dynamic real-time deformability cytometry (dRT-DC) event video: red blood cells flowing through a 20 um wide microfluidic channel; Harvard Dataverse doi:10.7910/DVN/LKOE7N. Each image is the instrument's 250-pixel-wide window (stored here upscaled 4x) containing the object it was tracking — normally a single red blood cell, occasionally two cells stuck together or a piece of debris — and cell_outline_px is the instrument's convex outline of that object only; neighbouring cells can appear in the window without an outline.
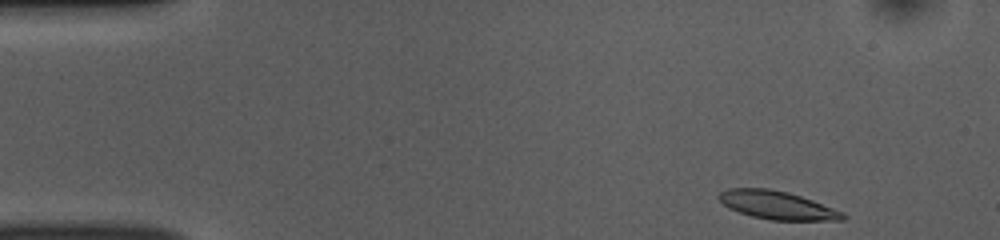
{"species": "common noctule bat (a hibernating species)", "species_latin": "Nyctalus noctula", "temperature_condition": "room temperature", "stored_images_in_passage": 47, "camera_frame_rate_fps": 3000, "um_per_image_px": 0.085, "animal": {"sex": "female", "body_mass_g": 10.0, "forearm_length_mm": 53.1}, "frame": {"image": 1, "passage_image": 1, "time_ms": 0.0, "image_size_px": [1000, 240], "cell_outline_px": [[848, 216], [844, 220], [772, 220], [752, 216], [728, 208], [716, 196], [720, 192], [728, 188], [768, 188], [788, 192], [812, 200], [844, 212]], "centroid_in_image_um": [66.06, 17.43], "position_along_channel_um": 18.9, "area_um2": 20.35}}
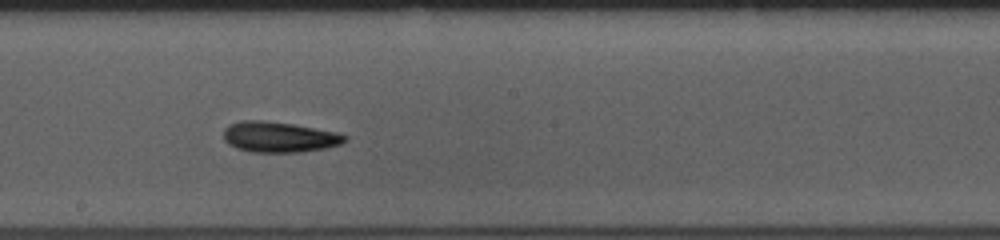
{"frame": {"image": 2, "passage_image": 24, "time_ms": 7.667, "image_size_px": [1000, 240], "cell_outline_px": [[348, 140], [340, 144], [324, 148], [300, 152], [252, 152], [236, 148], [228, 144], [224, 140], [224, 128], [228, 124], [240, 120], [260, 120], [292, 124], [336, 132], [348, 136]], "centroid_in_image_um": [23.69, 11.64], "position_along_channel_um": 224.5, "area_um2": 21.62}}
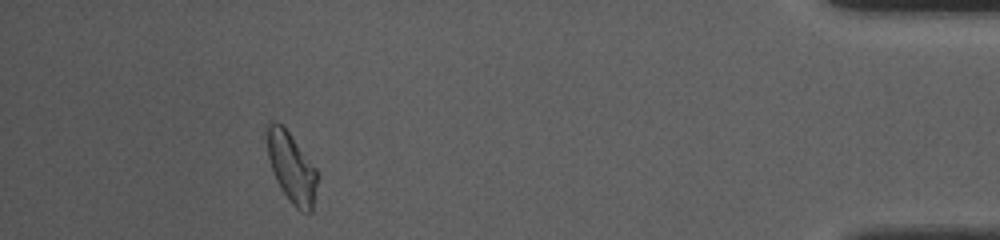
{"frame": {"image": 3, "passage_image": 43, "time_ms": 14.0, "image_size_px": [1000, 240], "cell_outline_px": [[316, 184], [312, 212], [300, 212], [292, 204], [276, 180], [268, 156], [264, 124], [272, 120], [280, 124], [288, 132], [316, 168]], "centroid_in_image_um": [24.74, 14.2], "position_along_channel_um": 410.5, "area_um2": 20.23}, "authors_computed_cell_mechanics": {"area_um2": 20.5768, "velocity_mm_per_s": 3.8306, "shape_relaxation_time_tau1_ms": 3.2426, "shape_relaxation_time_tau2_ms": 4.9228, "deformation_change_tau1": 0.1267, "deformation_change_tau2": 0.1424}}